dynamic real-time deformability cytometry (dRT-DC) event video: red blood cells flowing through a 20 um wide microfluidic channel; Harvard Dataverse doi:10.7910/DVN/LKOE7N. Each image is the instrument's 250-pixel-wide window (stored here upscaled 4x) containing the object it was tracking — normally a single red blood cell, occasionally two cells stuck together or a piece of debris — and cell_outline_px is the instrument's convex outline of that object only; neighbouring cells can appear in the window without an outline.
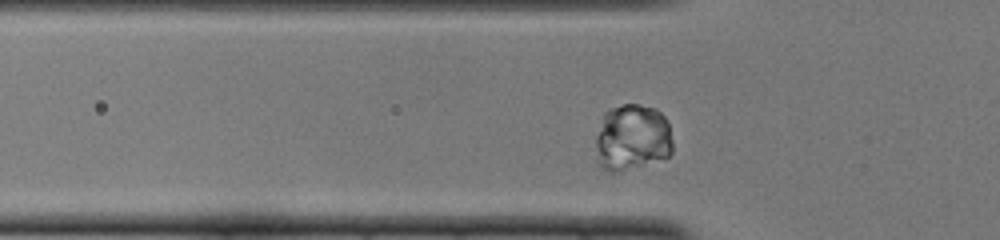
{"species": "common noctule bat (a hibernating species)", "species_latin": "Nyctalus noctula", "temperature_condition": "cold", "stored_images_in_passage": 41, "camera_frame_rate_fps": 3000, "um_per_image_px": 0.085, "animal": {"sex": "female", "body_mass_g": 22.0, "forearm_length_mm": 56.7}, "frame": {"image": 1, "passage_image": 6, "time_ms": 1.667, "image_size_px": [1000, 240], "cell_outline_px": [[672, 152], [668, 156], [620, 172], [608, 172], [600, 168], [596, 144], [596, 136], [604, 112], [612, 108], [624, 104], [640, 104], [656, 108], [664, 116], [668, 124], [672, 140]], "centroid_in_image_um": [53.73, 11.68], "position_along_channel_um": 72.1, "area_um2": 29.82}}
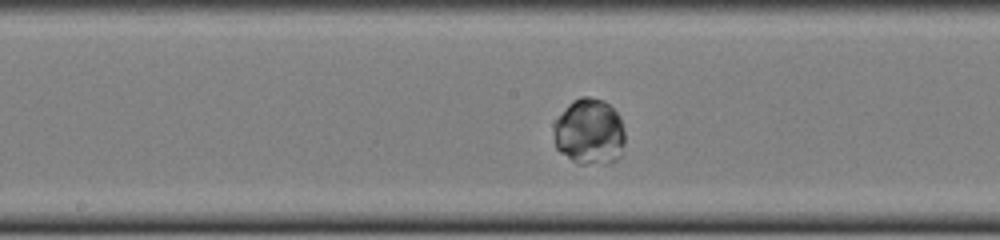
{"frame": {"image": 2, "passage_image": 16, "time_ms": 5.0, "image_size_px": [1000, 240], "cell_outline_px": [[624, 144], [620, 156], [616, 160], [608, 164], [580, 164], [572, 160], [560, 152], [556, 148], [556, 120], [568, 104], [572, 100], [580, 96], [588, 96], [600, 100], [608, 104], [620, 116], [624, 132]], "centroid_in_image_um": [50.13, 11.22], "position_along_channel_um": 198.1, "area_um2": 27.28}}
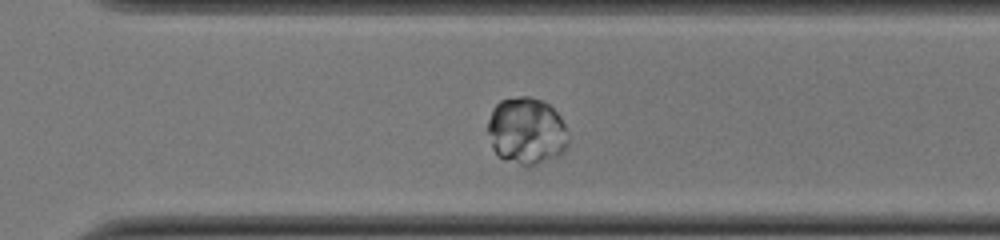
{"frame": {"image": 3, "passage_image": 26, "time_ms": 8.333, "image_size_px": [1000, 240], "cell_outline_px": [[568, 144], [564, 152], [560, 156], [528, 168], [524, 168], [504, 160], [492, 148], [488, 132], [488, 120], [492, 108], [500, 100], [520, 96], [528, 96], [540, 100], [548, 104], [560, 116], [564, 124], [568, 140]], "centroid_in_image_um": [44.75, 11.18], "position_along_channel_um": 325.9, "area_um2": 31.91}}